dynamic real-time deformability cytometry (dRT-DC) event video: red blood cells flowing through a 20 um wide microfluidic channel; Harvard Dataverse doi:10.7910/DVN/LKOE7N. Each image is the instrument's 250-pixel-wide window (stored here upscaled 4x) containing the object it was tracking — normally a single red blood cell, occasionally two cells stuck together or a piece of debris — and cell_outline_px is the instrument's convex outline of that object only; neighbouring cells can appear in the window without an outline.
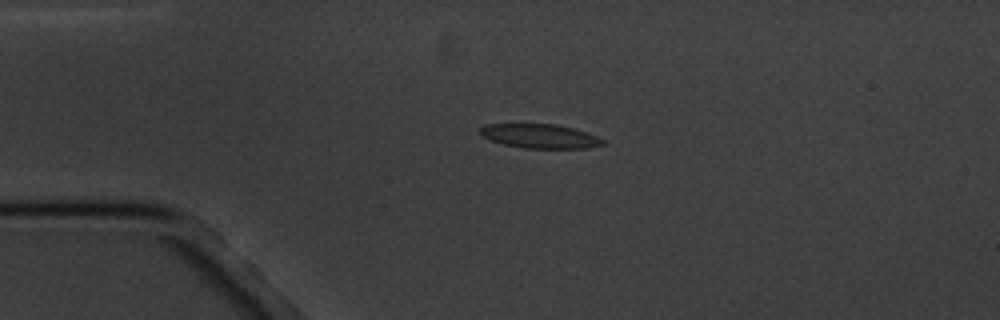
{"species": "common noctule bat (a hibernating species)", "species_latin": "Nyctalus noctula", "temperature_condition": "cold", "stored_images_in_passage": 5, "segment_of_instrument_passage": [1, 2], "camera_frame_rate_fps": 3000, "um_per_image_px": 0.085, "animal": {"sex": "male", "body_mass_g": 20.1, "forearm_length_mm": 53.5}, "frame": {"image": 1, "passage_image": 3, "time_ms": 3.333, "image_size_px": [1000, 320], "cell_outline_px": [[604, 144], [584, 148], [524, 148], [504, 144], [492, 140], [484, 136], [480, 132], [480, 128], [484, 124], [556, 124], [572, 128], [596, 136], [604, 140]], "centroid_in_image_um": [45.88, 11.56], "position_along_channel_um": 39.1, "area_um2": 16.94}}